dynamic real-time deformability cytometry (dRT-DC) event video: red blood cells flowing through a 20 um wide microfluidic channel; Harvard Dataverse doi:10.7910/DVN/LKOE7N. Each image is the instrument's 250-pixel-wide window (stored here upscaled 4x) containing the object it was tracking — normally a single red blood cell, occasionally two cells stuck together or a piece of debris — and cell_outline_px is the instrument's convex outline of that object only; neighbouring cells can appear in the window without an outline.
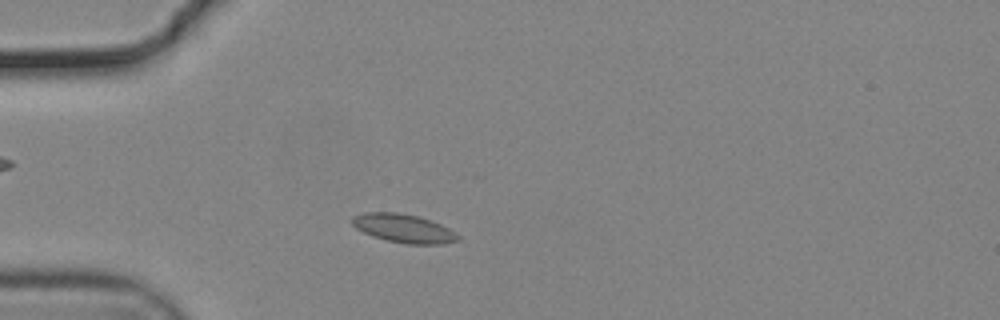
{"species": "common noctule bat (a hibernating species)", "species_latin": "Nyctalus noctula", "temperature_condition": "cold", "stored_images_in_passage": 49, "camera_frame_rate_fps": 3000, "um_per_image_px": 0.085, "animal": {"sex": "male", "body_mass_g": 19.2, "forearm_length_mm": 51.8}, "frame": {"image": 1, "passage_image": 9, "time_ms": 2.667, "image_size_px": [1000, 320], "cell_outline_px": [[460, 240], [444, 244], [408, 244], [388, 240], [372, 236], [356, 228], [352, 224], [352, 216], [364, 212], [396, 212], [420, 216], [432, 220], [448, 228], [460, 236]], "centroid_in_image_um": [34.32, 19.4], "position_along_channel_um": 50.7, "area_um2": 17.69}}
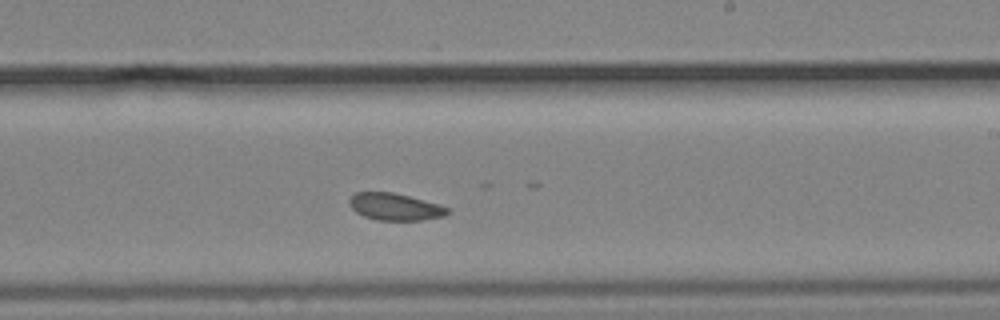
{"frame": {"image": 2, "passage_image": 27, "time_ms": 8.667, "image_size_px": [1000, 320], "cell_outline_px": [[448, 212], [444, 216], [420, 220], [376, 220], [364, 216], [356, 212], [348, 204], [348, 200], [356, 192], [392, 192], [424, 200], [448, 208]], "centroid_in_image_um": [33.52, 17.57], "position_along_channel_um": 255.5, "area_um2": 15.26}}
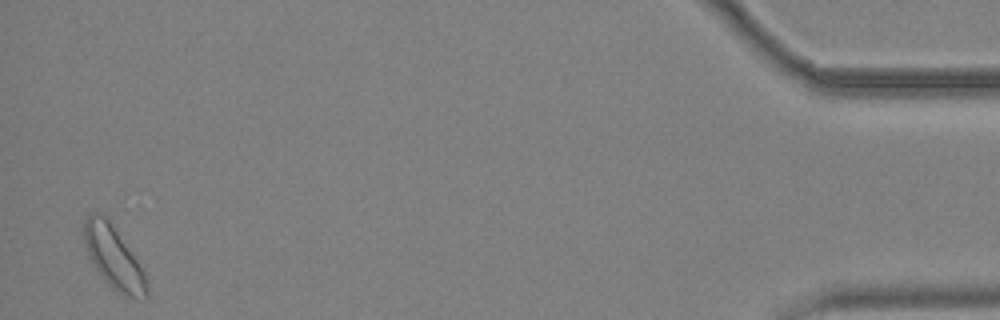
{"frame": {"image": 3, "passage_image": 48, "time_ms": 15.667, "image_size_px": [1000, 320], "cell_outline_px": [[148, 300], [136, 300], [124, 296], [112, 288], [108, 284], [96, 268], [88, 256], [84, 240], [84, 224], [88, 216], [92, 212], [96, 212], [104, 216], [108, 220], [136, 260], [144, 272], [148, 280]], "centroid_in_image_um": [9.7, 21.98], "position_along_channel_um": 425.5, "area_um2": 22.43}, "authors_computed_cell_mechanics": {"area_um2": 16.7042, "velocity_mm_per_s": 3.6533, "shape_relaxation_time_tau1_ms": null, "shape_relaxation_time_tau2_ms": 2.1331, "deformation_change_tau1": null, "deformation_change_tau2": 0.0406}}